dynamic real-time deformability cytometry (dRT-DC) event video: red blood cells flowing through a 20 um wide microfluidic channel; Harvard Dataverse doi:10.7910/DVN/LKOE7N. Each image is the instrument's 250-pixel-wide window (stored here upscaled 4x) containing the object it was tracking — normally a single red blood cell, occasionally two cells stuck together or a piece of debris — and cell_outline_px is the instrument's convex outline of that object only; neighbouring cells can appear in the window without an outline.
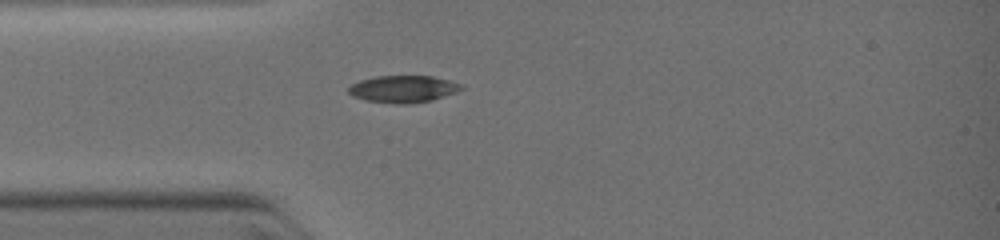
{"species": "common noctule bat (a hibernating species)", "species_latin": "Nyctalus noctula", "temperature_condition": "warm", "stored_images_in_passage": 1, "camera_frame_rate_fps": 3000, "um_per_image_px": 0.085, "animal": {"sex": "female", "body_mass_g": 19.0, "forearm_length_mm": 51.5}, "frame": {"image": 1, "passage_image": 1, "time_ms": 0.0, "image_size_px": [1000, 240], "cell_outline_px": [[464, 88], [456, 92], [432, 100], [408, 104], [396, 104], [364, 100], [352, 96], [348, 92], [348, 88], [352, 84], [360, 80], [376, 76], [432, 76], [464, 84]], "centroid_in_image_um": [34.27, 7.57], "position_along_channel_um": 50.7, "area_um2": 17.86}}